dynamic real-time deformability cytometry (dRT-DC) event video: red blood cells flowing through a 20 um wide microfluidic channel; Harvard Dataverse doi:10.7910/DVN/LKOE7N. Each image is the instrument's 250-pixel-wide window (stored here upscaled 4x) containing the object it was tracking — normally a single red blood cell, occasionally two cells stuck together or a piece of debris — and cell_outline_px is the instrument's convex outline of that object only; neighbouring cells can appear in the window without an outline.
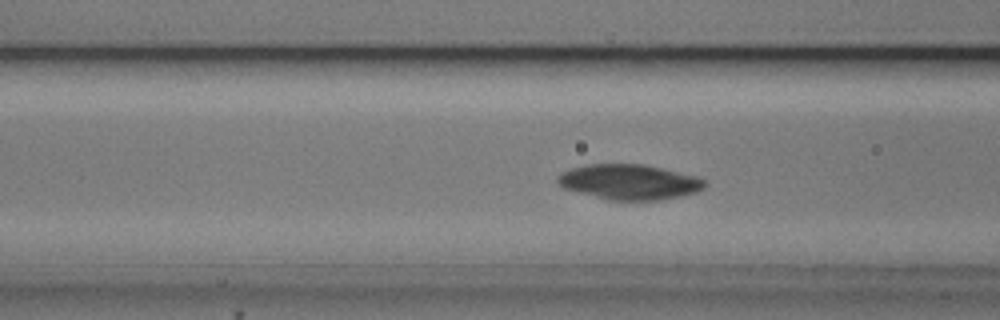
{"species": "common noctule bat (a hibernating species)", "species_latin": "Nyctalus noctula", "temperature_condition": "cold", "stored_images_in_passage": 54, "camera_frame_rate_fps": 3000, "um_per_image_px": 0.085, "animal": {"sex": "male", "body_mass_g": 20.5, "forearm_length_mm": 52.5}, "frame": {"image": 1, "passage_image": 21, "time_ms": 6.667, "image_size_px": [1000, 320], "cell_outline_px": [[708, 184], [704, 188], [696, 192], [680, 196], [660, 200], [608, 200], [564, 188], [556, 180], [556, 176], [560, 172], [572, 168], [588, 164], [644, 164], [700, 176]], "centroid_in_image_um": [53.52, 15.46], "position_along_channel_um": 113.1, "area_um2": 30.35}}
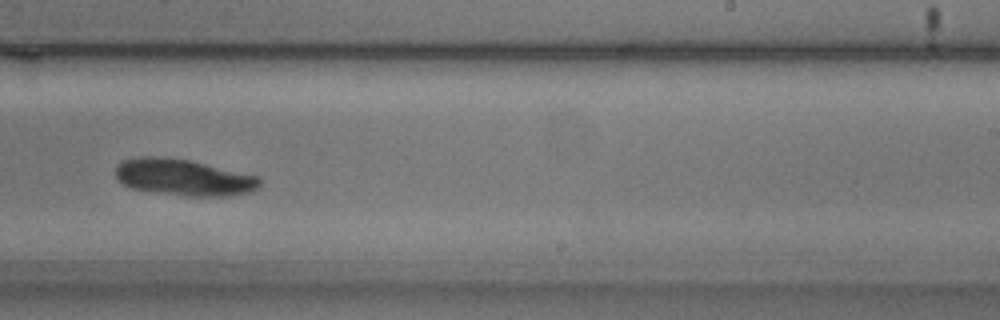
{"frame": {"image": 2, "passage_image": 34, "time_ms": 11.0, "image_size_px": [1000, 320], "cell_outline_px": [[260, 184], [252, 192], [232, 196], [188, 196], [132, 188], [116, 180], [116, 164], [124, 160], [140, 156], [148, 156], [188, 160], [260, 176]], "centroid_in_image_um": [15.62, 15.08], "position_along_channel_um": 273.4, "area_um2": 30.46}}
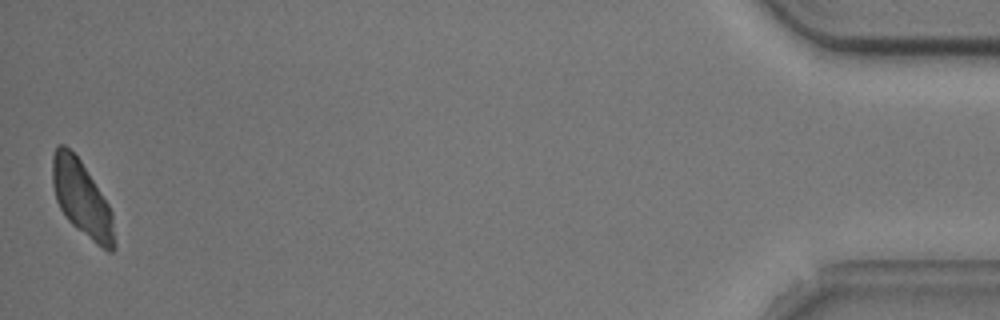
{"frame": {"image": 3, "passage_image": 54, "time_ms": 17.667, "image_size_px": [1000, 320], "cell_outline_px": [[116, 248], [112, 252], [108, 252], [96, 244], [76, 228], [68, 220], [60, 208], [56, 200], [52, 184], [52, 156], [56, 148], [60, 144], [64, 144], [80, 160], [108, 204], [112, 212], [116, 244]], "centroid_in_image_um": [6.96, 16.93], "position_along_channel_um": 428.2, "area_um2": 27.11}}